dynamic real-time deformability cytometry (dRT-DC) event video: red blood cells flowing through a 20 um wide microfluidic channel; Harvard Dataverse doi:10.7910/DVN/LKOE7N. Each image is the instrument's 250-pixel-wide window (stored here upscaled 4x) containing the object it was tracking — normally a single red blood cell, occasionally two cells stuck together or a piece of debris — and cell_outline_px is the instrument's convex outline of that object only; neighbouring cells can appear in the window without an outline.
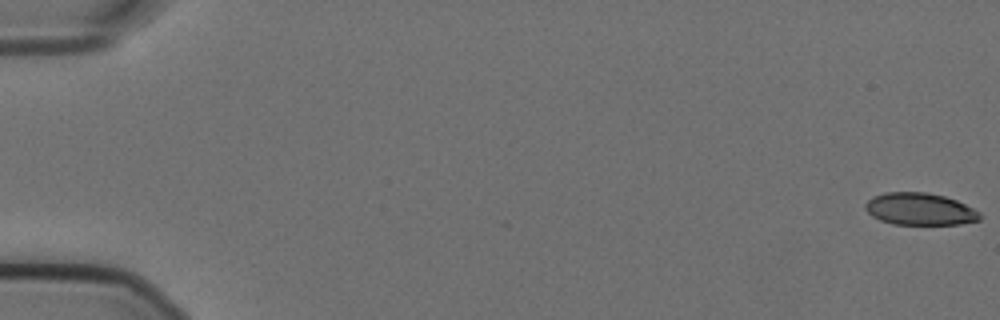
{"species": "Egyptian fruit bat (a non-hibernating species)", "species_latin": "Rousettus aegyptiacus", "temperature_condition": "cold", "stored_images_in_passage": 5, "camera_frame_rate_fps": 3000, "um_per_image_px": 0.085, "animal": {"sex": "female"}, "frame": {"image": 1, "passage_image": 1, "time_ms": 0.0, "image_size_px": [1000, 320], "cell_outline_px": [[980, 220], [960, 224], [892, 224], [880, 220], [872, 216], [864, 208], [864, 204], [872, 196], [884, 192], [924, 192], [944, 196], [956, 200], [980, 212]], "centroid_in_image_um": [78.15, 17.77], "position_along_channel_um": 6.9, "area_um2": 21.44}}